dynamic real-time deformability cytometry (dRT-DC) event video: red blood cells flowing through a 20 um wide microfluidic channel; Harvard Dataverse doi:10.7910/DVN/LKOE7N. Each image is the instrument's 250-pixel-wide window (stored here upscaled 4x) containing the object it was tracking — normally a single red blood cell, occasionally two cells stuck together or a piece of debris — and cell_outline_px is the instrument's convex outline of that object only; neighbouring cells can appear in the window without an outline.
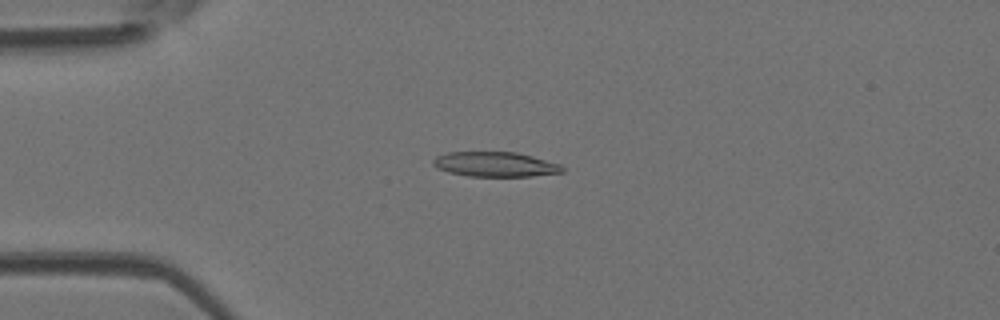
{"species": "Egyptian fruit bat (a non-hibernating species)", "species_latin": "Rousettus aegyptiacus", "temperature_condition": "room temperature", "stored_images_in_passage": 50, "camera_frame_rate_fps": 3000, "um_per_image_px": 0.085, "animal": {"sex": "female"}, "frame": {"image": 1, "passage_image": 13, "time_ms": 4.0, "image_size_px": [1000, 320], "cell_outline_px": [[564, 172], [532, 176], [468, 176], [448, 172], [436, 168], [432, 164], [432, 160], [436, 156], [448, 152], [516, 152], [532, 156], [560, 164], [564, 168]], "centroid_in_image_um": [42.07, 13.97], "position_along_channel_um": 42.9, "area_um2": 18.73}}
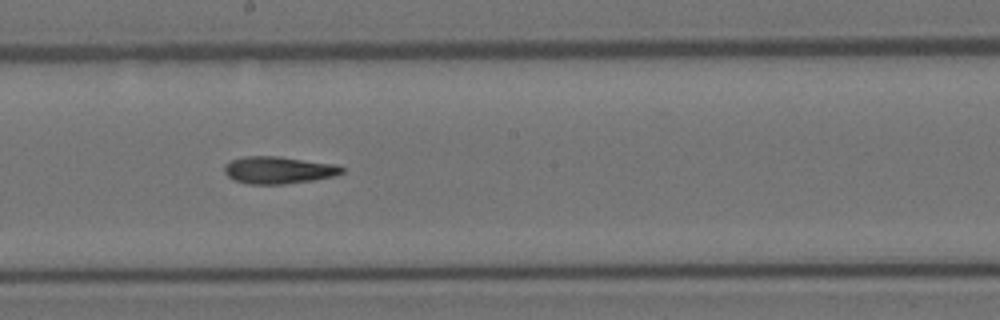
{"frame": {"image": 2, "passage_image": 28, "time_ms": 9.0, "image_size_px": [1000, 320], "cell_outline_px": [[344, 172], [336, 176], [312, 180], [284, 184], [248, 184], [232, 180], [224, 172], [224, 164], [232, 160], [244, 156], [280, 156], [336, 164], [344, 168]], "centroid_in_image_um": [23.67, 14.45], "position_along_channel_um": 224.5, "area_um2": 18.84}}
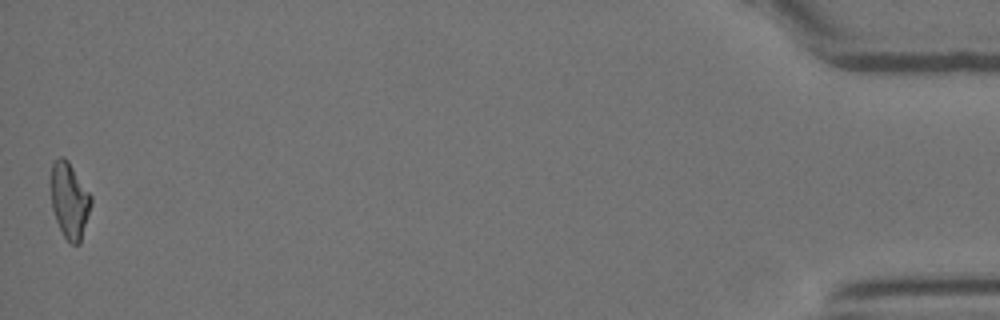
{"frame": {"image": 3, "passage_image": 50, "time_ms": 16.333, "image_size_px": [1000, 320], "cell_outline_px": [[92, 204], [80, 244], [72, 244], [64, 236], [56, 220], [52, 208], [48, 184], [52, 164], [60, 156], [64, 156], [68, 160], [92, 196]], "centroid_in_image_um": [5.88, 16.99], "position_along_channel_um": 429.3, "area_um2": 18.21}, "authors_computed_cell_mechanics": {"area_um2": 18.7561, "velocity_mm_per_s": 4.0871, "shape_relaxation_time_tau1_ms": null, "shape_relaxation_time_tau2_ms": 7.3693, "deformation_change_tau1": null, "deformation_change_tau2": 0.1774}}